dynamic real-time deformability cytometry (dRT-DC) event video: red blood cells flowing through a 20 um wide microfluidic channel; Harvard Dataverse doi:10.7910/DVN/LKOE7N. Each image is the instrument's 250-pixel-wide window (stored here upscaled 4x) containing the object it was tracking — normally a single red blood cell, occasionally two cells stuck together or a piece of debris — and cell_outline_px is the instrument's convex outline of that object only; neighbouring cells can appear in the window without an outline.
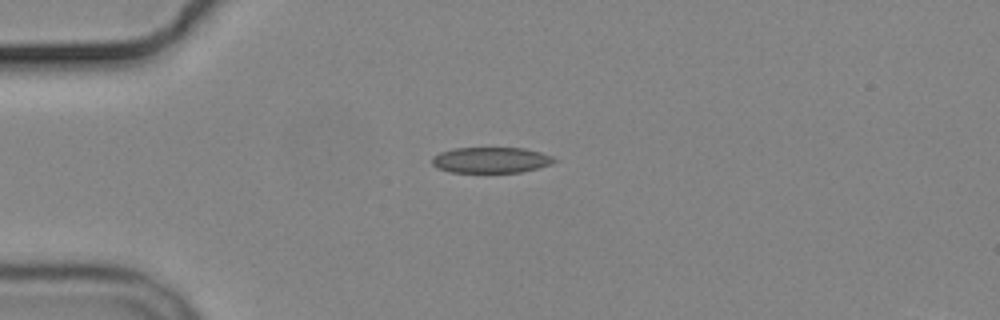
{"species": "common noctule bat (a hibernating species)", "species_latin": "Nyctalus noctula", "temperature_condition": "cold", "stored_images_in_passage": 6, "camera_frame_rate_fps": 3000, "um_per_image_px": 0.085, "animal": {"sex": "male", "body_mass_g": 19.2, "forearm_length_mm": 51.8}, "frame": {"image": 1, "passage_image": 4, "time_ms": 3.667, "image_size_px": [1000, 320], "cell_outline_px": [[556, 160], [552, 164], [520, 172], [448, 172], [436, 168], [432, 164], [432, 156], [440, 152], [456, 148], [524, 148], [540, 152], [552, 156]], "centroid_in_image_um": [41.69, 13.6], "position_along_channel_um": 43.3, "area_um2": 18.32}}
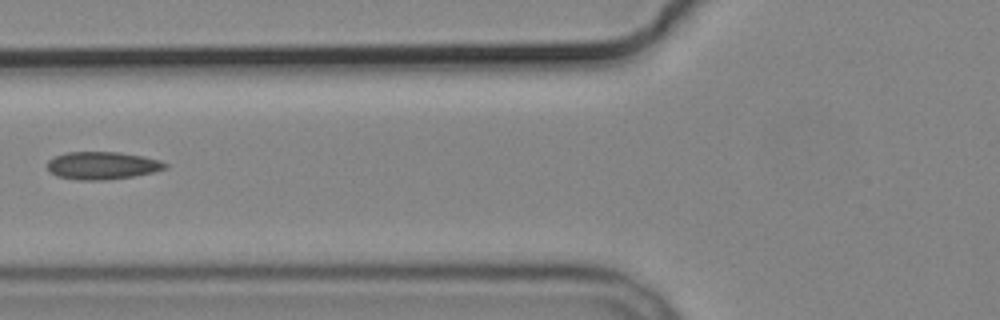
{"frame": {"image": 2, "passage_image": 6, "time_ms": 6.333, "image_size_px": [1000, 320], "cell_outline_px": [[168, 168], [152, 172], [132, 176], [108, 180], [80, 180], [56, 176], [48, 172], [48, 160], [56, 156], [68, 152], [116, 152], [144, 156], [160, 160], [168, 164]], "centroid_in_image_um": [8.7, 14.07], "position_along_channel_um": 117.1, "area_um2": 19.02}}